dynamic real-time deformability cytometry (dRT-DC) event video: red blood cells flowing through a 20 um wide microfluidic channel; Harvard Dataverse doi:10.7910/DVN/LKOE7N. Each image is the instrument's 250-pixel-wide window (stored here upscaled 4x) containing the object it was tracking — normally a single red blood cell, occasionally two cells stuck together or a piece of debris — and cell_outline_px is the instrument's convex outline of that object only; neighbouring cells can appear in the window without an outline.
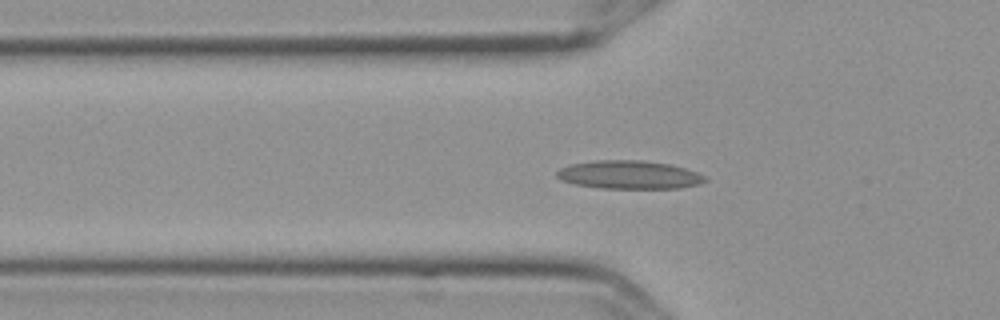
{"species": "Egyptian fruit bat (a non-hibernating species)", "species_latin": "Rousettus aegyptiacus", "temperature_condition": "cold", "stored_images_in_passage": 51, "camera_frame_rate_fps": 3000, "um_per_image_px": 0.085, "frame": {"image": 1, "passage_image": 13, "time_ms": 4.0, "image_size_px": [1000, 320], "cell_outline_px": [[708, 180], [700, 184], [680, 188], [600, 188], [576, 184], [560, 180], [556, 176], [556, 172], [560, 168], [572, 164], [596, 160], [640, 160], [668, 164], [684, 168], [696, 172], [704, 176]], "centroid_in_image_um": [53.47, 14.86], "position_along_channel_um": 72.3, "area_um2": 24.33}}
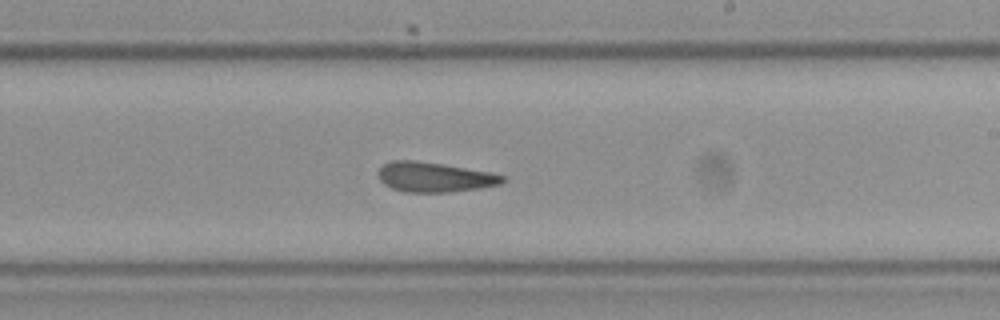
{"frame": {"image": 2, "passage_image": 28, "time_ms": 9.0, "image_size_px": [1000, 320], "cell_outline_px": [[504, 180], [500, 184], [480, 188], [448, 192], [404, 192], [392, 188], [384, 184], [380, 180], [380, 168], [384, 164], [392, 160], [412, 160], [440, 164], [488, 172], [504, 176]], "centroid_in_image_um": [36.9, 15.06], "position_along_channel_um": 252.1, "area_um2": 21.15}}
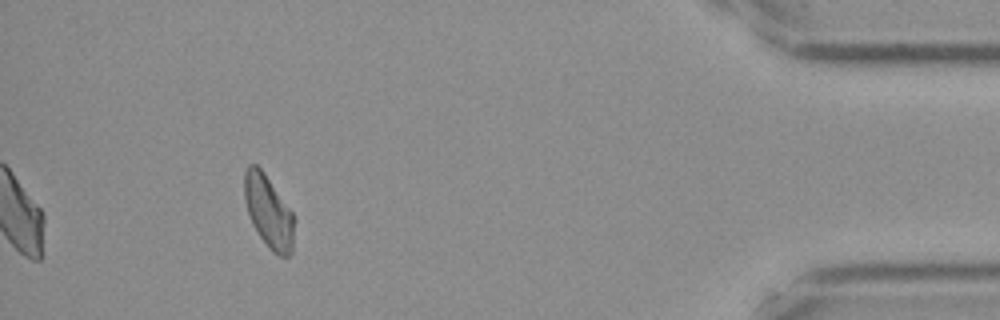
{"frame": {"image": 3, "passage_image": 46, "time_ms": 15.0, "image_size_px": [1000, 320], "cell_outline_px": [[292, 252], [288, 256], [280, 256], [272, 252], [268, 248], [252, 224], [244, 200], [244, 172], [248, 164], [256, 164], [264, 172], [292, 212]], "centroid_in_image_um": [22.78, 17.96], "position_along_channel_um": 412.4, "area_um2": 20.69}, "authors_computed_cell_mechanics": {"area_um2": 22.0218, "velocity_mm_per_s": 3.5808, "shape_relaxation_time_tau1_ms": null, "shape_relaxation_time_tau2_ms": 4.1978, "deformation_change_tau1": null, "deformation_change_tau2": 0.1251}}